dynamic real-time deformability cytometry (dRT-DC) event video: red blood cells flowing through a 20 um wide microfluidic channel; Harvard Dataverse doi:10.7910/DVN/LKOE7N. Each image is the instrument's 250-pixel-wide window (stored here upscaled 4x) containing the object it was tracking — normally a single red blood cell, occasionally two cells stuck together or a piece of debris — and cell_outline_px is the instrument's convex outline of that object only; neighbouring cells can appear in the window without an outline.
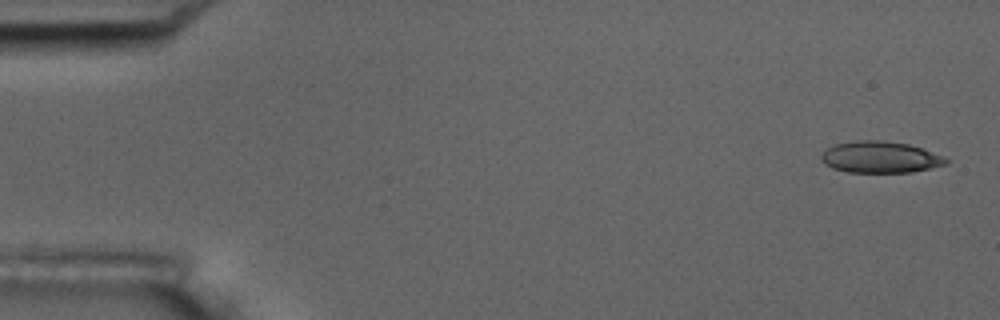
{"species": "common noctule bat (a hibernating species)", "species_latin": "Nyctalus noctula", "temperature_condition": "room temperature", "stored_images_in_passage": 6, "camera_frame_rate_fps": 3000, "um_per_image_px": 0.085, "animal": {"sex": "male", "body_mass_g": 17.5, "forearm_length_mm": 52.3}, "frame": {"image": 1, "passage_image": 1, "time_ms": 0.0, "image_size_px": [1000, 320], "cell_outline_px": [[948, 164], [932, 168], [912, 172], [848, 172], [832, 168], [824, 164], [820, 160], [820, 156], [828, 148], [836, 144], [856, 140], [880, 140], [908, 144], [944, 156], [948, 160]], "centroid_in_image_um": [74.81, 13.36], "position_along_channel_um": 10.2, "area_um2": 22.89}}
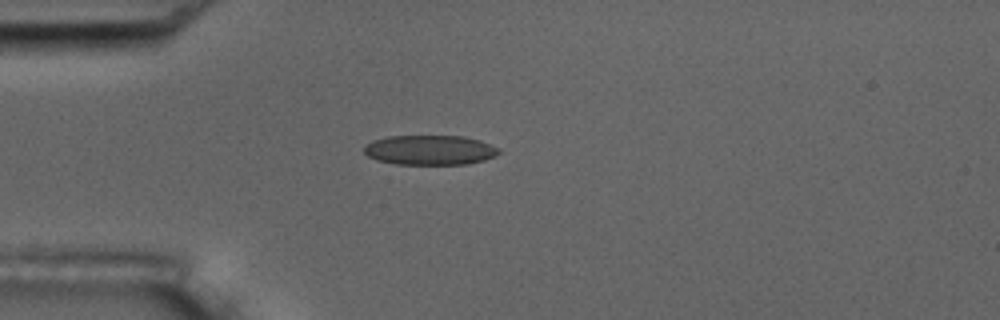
{"frame": {"image": 2, "passage_image": 4, "time_ms": 4.333, "image_size_px": [1000, 320], "cell_outline_px": [[500, 152], [496, 156], [484, 160], [468, 164], [396, 164], [376, 160], [368, 156], [364, 152], [364, 144], [372, 140], [388, 136], [464, 136], [480, 140], [500, 148]], "centroid_in_image_um": [36.54, 12.75], "position_along_channel_um": 48.5, "area_um2": 23.58}}